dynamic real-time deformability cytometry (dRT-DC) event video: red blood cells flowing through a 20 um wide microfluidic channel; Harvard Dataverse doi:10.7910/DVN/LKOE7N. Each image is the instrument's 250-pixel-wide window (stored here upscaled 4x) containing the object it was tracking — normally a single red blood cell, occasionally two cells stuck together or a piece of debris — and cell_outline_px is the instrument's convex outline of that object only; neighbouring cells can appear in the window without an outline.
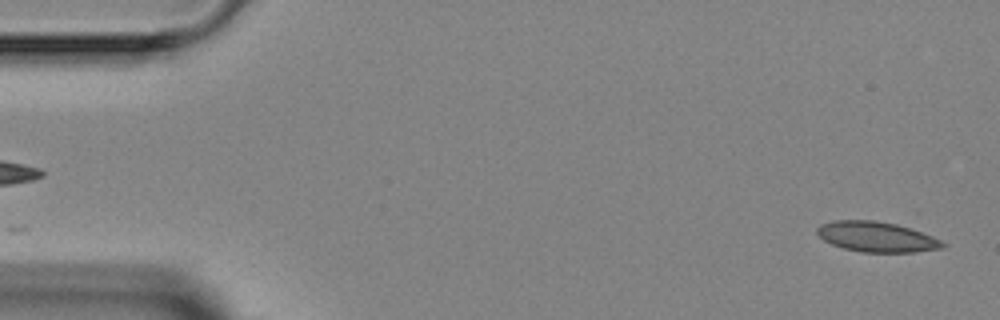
{"species": "Egyptian fruit bat (a non-hibernating species)", "species_latin": "Rousettus aegyptiacus", "temperature_condition": "room temperature", "stored_images_in_passage": 3, "segment_of_instrument_passage": [2, 2], "camera_frame_rate_fps": 3000, "um_per_image_px": 0.085, "animal": {"sex": "female"}, "frame": {"image": 1, "passage_image": 3, "time_ms": 2.333, "image_size_px": [1000, 320], "cell_outline_px": [[948, 244], [944, 248], [912, 252], [860, 252], [844, 248], [832, 244], [824, 240], [816, 232], [816, 228], [820, 224], [832, 220], [872, 220], [896, 224], [932, 236]], "centroid_in_image_um": [74.49, 20.13], "position_along_channel_um": 10.5, "area_um2": 22.02}}